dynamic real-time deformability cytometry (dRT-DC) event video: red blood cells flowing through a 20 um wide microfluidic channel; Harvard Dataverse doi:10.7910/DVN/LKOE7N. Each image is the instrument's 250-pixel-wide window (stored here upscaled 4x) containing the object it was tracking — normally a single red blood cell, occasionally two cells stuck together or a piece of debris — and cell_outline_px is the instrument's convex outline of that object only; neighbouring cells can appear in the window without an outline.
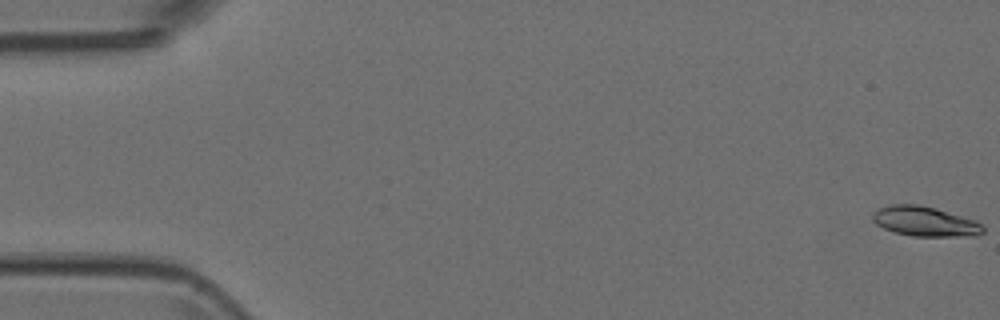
{"species": "Egyptian fruit bat (a non-hibernating species)", "species_latin": "Rousettus aegyptiacus", "temperature_condition": "room temperature", "stored_images_in_passage": 6, "camera_frame_rate_fps": 3000, "um_per_image_px": 0.085, "animal": {"sex": "female"}, "frame": {"image": 1, "passage_image": 1, "time_ms": 0.0, "image_size_px": [1000, 320], "cell_outline_px": [[984, 232], [976, 236], [912, 236], [896, 232], [884, 228], [876, 224], [872, 220], [872, 216], [880, 208], [892, 204], [920, 204], [936, 208], [976, 220], [984, 228]], "centroid_in_image_um": [78.65, 18.82], "position_along_channel_um": 6.3, "area_um2": 19.13}}
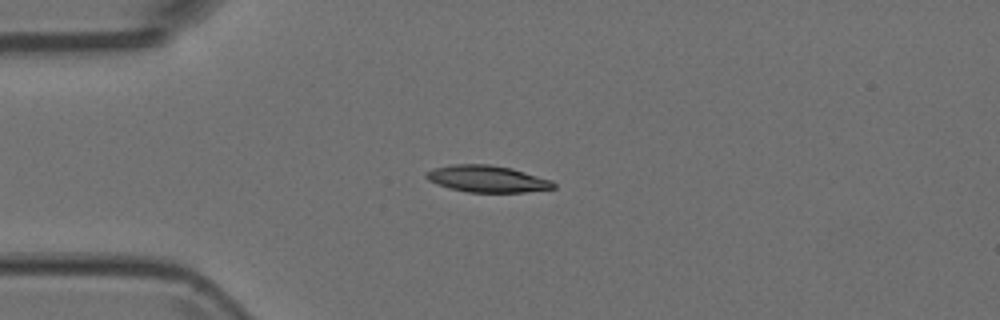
{"frame": {"image": 2, "passage_image": 5, "time_ms": 1.333, "image_size_px": [1000, 320], "cell_outline_px": [[556, 188], [524, 192], [468, 192], [448, 188], [428, 180], [424, 176], [432, 168], [452, 164], [488, 164], [512, 168], [552, 180], [556, 184]], "centroid_in_image_um": [41.42, 15.2], "position_along_channel_um": 43.6, "area_um2": 19.88}}